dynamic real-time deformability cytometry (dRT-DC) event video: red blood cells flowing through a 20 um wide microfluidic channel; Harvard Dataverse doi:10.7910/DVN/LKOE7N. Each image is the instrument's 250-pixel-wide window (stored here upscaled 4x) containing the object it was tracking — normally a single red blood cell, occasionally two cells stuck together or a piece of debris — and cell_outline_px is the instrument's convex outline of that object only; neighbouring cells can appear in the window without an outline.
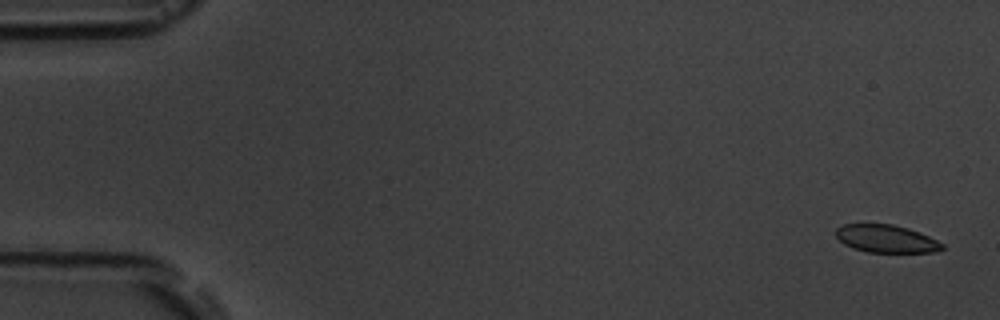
{"species": "common noctule bat (a hibernating species)", "species_latin": "Nyctalus noctula", "temperature_condition": "room temperature", "stored_images_in_passage": 6, "camera_frame_rate_fps": 3000, "um_per_image_px": 0.085, "animal": {"sex": "male", "body_mass_g": 19.5, "forearm_length_mm": 54.6}, "frame": {"image": 1, "passage_image": 1, "time_ms": 0.0, "image_size_px": [1000, 320], "cell_outline_px": [[944, 248], [932, 252], [868, 252], [852, 248], [844, 244], [836, 236], [836, 228], [844, 224], [892, 224], [908, 228], [928, 236], [944, 244]], "centroid_in_image_um": [75.31, 20.29], "position_along_channel_um": 9.7, "area_um2": 17.05}}
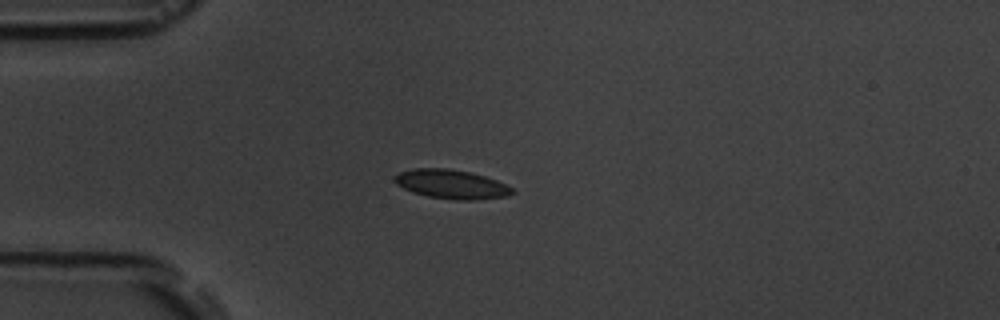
{"frame": {"image": 2, "passage_image": 4, "time_ms": 4.333, "image_size_px": [1000, 320], "cell_outline_px": [[516, 192], [508, 196], [476, 200], [456, 200], [428, 196], [412, 192], [396, 184], [392, 180], [392, 176], [400, 172], [412, 168], [448, 168], [472, 172], [496, 180], [512, 188]], "centroid_in_image_um": [38.34, 15.65], "position_along_channel_um": 46.7, "area_um2": 20.11}}
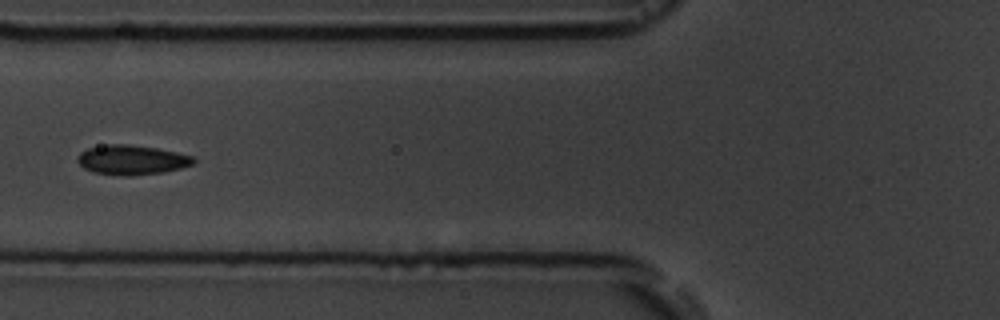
{"frame": {"image": 3, "passage_image": 6, "time_ms": 6.667, "image_size_px": [1000, 320], "cell_outline_px": [[196, 160], [192, 164], [180, 168], [164, 172], [128, 176], [124, 176], [92, 172], [84, 168], [76, 160], [76, 156], [80, 152], [88, 148], [108, 144], [128, 144], [156, 148], [196, 156]], "centroid_in_image_um": [11.19, 13.59], "position_along_channel_um": 114.6, "area_um2": 20.11}}